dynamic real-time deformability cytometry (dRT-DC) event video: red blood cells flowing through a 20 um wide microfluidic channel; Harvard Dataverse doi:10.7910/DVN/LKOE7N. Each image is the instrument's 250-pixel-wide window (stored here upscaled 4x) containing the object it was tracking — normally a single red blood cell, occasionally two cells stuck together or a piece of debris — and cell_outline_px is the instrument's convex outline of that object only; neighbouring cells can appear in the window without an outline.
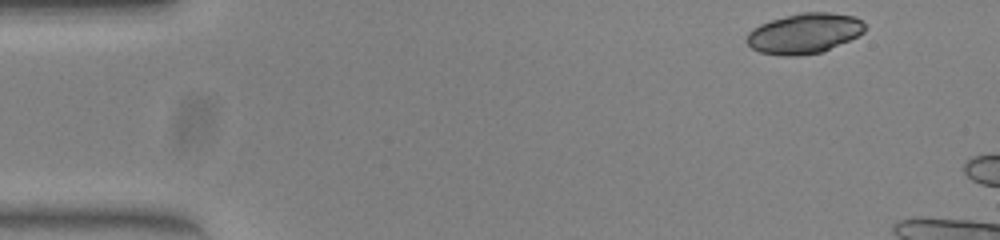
{"species": "common noctule bat (a hibernating species)", "species_latin": "Nyctalus noctula", "temperature_condition": "warm", "stored_images_in_passage": 5, "camera_frame_rate_fps": 3000, "um_per_image_px": 0.085, "animal": {"sex": "female", "body_mass_g": 23.0, "forearm_length_mm": 53.4}, "frame": {"image": 1, "passage_image": 1, "time_ms": 0.0, "image_size_px": [1000, 240], "cell_outline_px": [[868, 28], [864, 32], [824, 52], [792, 56], [780, 56], [760, 52], [752, 48], [744, 40], [748, 32], [752, 28], [760, 24], [772, 20], [800, 12], [828, 12], [856, 16]], "centroid_in_image_um": [68.35, 2.84], "position_along_channel_um": 16.6, "area_um2": 27.86}}